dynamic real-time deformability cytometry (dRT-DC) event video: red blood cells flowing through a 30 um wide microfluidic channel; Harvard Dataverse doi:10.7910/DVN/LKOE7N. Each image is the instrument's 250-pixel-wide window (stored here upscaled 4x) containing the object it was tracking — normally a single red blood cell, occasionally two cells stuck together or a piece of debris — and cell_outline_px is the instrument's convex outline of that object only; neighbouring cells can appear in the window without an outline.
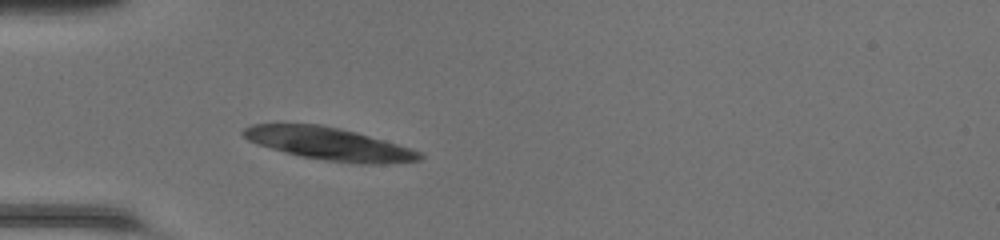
{"species": "common noctule bat (a hibernating species)", "species_latin": "Nyctalus noctula", "temperature_condition": "room temperature", "stored_images_in_passage": 36, "camera_frame_rate_fps": 3000, "um_per_image_px": 0.085, "animal": {"sex": "female", "body_mass_g": 20.0, "forearm_length_mm": 54.0}, "frame": {"image": 1, "passage_image": 1, "time_ms": 0.0, "image_size_px": [1000, 240], "cell_outline_px": [[424, 156], [420, 160], [384, 164], [360, 164], [324, 160], [300, 156], [256, 144], [248, 140], [240, 132], [244, 128], [252, 124], [320, 124], [340, 128], [356, 132], [384, 140], [420, 152]], "centroid_in_image_um": [27.95, 12.22], "position_along_channel_um": 57.1, "area_um2": 33.29}}
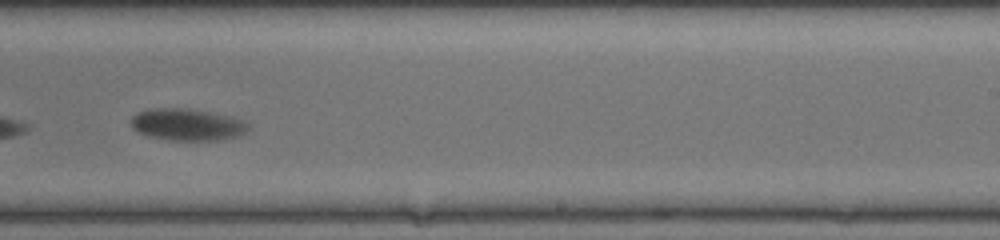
{"frame": {"image": 2, "passage_image": 18, "time_ms": 5.667, "image_size_px": [1000, 240], "cell_outline_px": [[248, 128], [244, 132], [236, 136], [216, 140], [172, 140], [148, 136], [132, 128], [132, 116], [136, 112], [148, 108], [188, 108], [212, 112], [248, 120]], "centroid_in_image_um": [15.91, 10.56], "position_along_channel_um": 273.1, "area_um2": 21.85}}
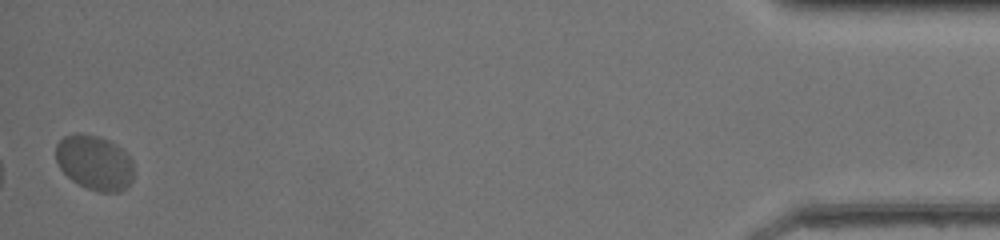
{"frame": {"image": 3, "passage_image": 36, "time_ms": 11.667, "image_size_px": [1000, 240], "cell_outline_px": [[132, 180], [120, 192], [100, 192], [88, 188], [72, 180], [60, 168], [56, 160], [56, 144], [64, 136], [76, 132], [80, 132], [100, 136], [116, 144], [132, 160]], "centroid_in_image_um": [8.01, 13.79], "position_along_channel_um": 427.2, "area_um2": 24.8}, "authors_computed_cell_mechanics": {"area_um2": 23.3801, "velocity_mm_per_s": 4.0276, "shape_relaxation_time_tau1_ms": 2.8446, "shape_relaxation_time_tau2_ms": null, "deformation_change_tau1": 0.28, "deformation_change_tau2": null}}